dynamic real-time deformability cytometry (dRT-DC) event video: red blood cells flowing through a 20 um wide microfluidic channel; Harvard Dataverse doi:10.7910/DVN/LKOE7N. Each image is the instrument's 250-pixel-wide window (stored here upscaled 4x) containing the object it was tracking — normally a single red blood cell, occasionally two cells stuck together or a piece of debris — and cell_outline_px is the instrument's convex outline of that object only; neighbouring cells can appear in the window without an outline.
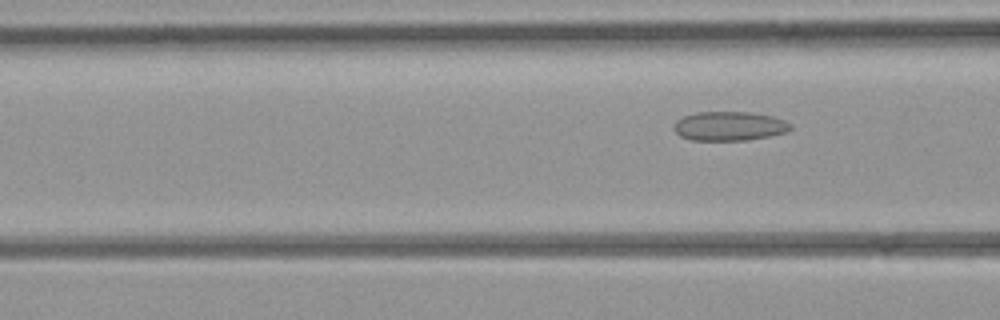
{"species": "common noctule bat (a hibernating species)", "species_latin": "Nyctalus noctula", "temperature_condition": "room temperature", "stored_images_in_passage": 6, "camera_frame_rate_fps": 3000, "um_per_image_px": 0.085, "animal": {"sex": "female", "body_mass_g": 21.9}, "frame": {"image": 1, "passage_image": 6, "time_ms": 6.0, "image_size_px": [1000, 320], "cell_outline_px": [[792, 128], [788, 132], [768, 136], [744, 140], [692, 140], [680, 136], [672, 128], [676, 120], [684, 116], [696, 112], [752, 112], [772, 116], [784, 120], [792, 124]], "centroid_in_image_um": [61.99, 10.71], "position_along_channel_um": 104.6, "area_um2": 19.88}}